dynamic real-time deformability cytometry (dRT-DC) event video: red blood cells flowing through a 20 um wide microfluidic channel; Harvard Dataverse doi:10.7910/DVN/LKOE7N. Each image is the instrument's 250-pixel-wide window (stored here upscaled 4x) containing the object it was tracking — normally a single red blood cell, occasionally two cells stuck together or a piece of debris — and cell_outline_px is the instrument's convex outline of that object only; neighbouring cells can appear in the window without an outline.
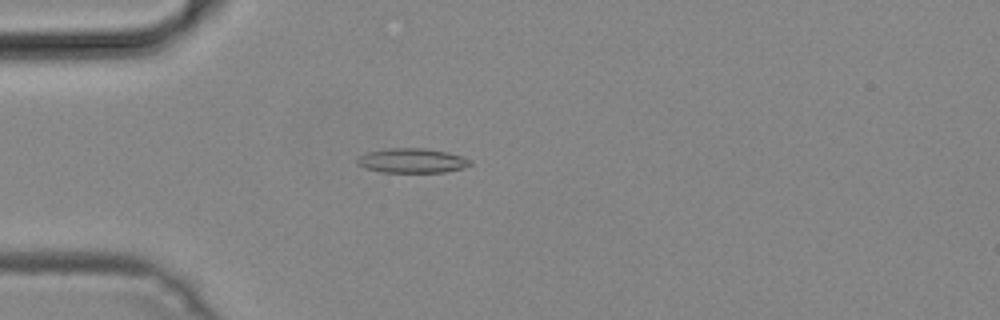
{"species": "common noctule bat (a hibernating species)", "species_latin": "Nyctalus noctula", "temperature_condition": "cold", "stored_images_in_passage": 50, "camera_frame_rate_fps": 3000, "um_per_image_px": 0.085, "animal": {"sex": "male", "body_mass_g": 19.2, "forearm_length_mm": 51.8}, "frame": {"image": 1, "passage_image": 14, "time_ms": 4.333, "image_size_px": [1000, 320], "cell_outline_px": [[472, 164], [464, 168], [444, 172], [380, 172], [364, 168], [356, 164], [356, 160], [360, 156], [368, 152], [388, 148], [424, 148], [444, 152], [460, 156], [472, 160]], "centroid_in_image_um": [35.0, 13.66], "position_along_channel_um": 50.0, "area_um2": 16.13}}
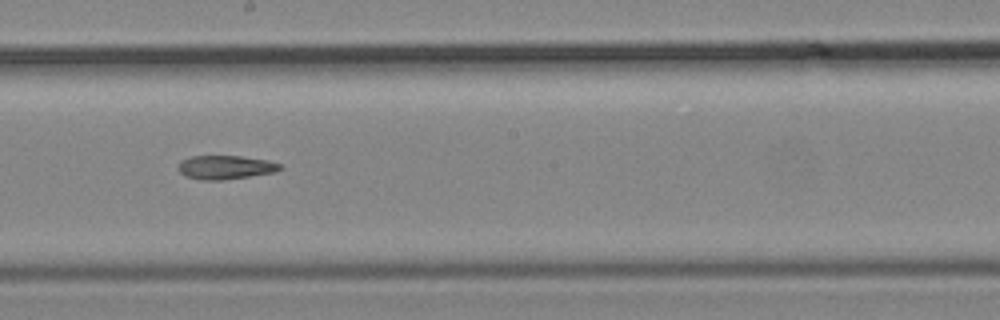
{"frame": {"image": 2, "passage_image": 28, "time_ms": 9.0, "image_size_px": [1000, 320], "cell_outline_px": [[284, 168], [276, 172], [224, 180], [200, 180], [184, 176], [176, 168], [180, 160], [192, 156], [240, 156], [268, 160], [280, 164]], "centroid_in_image_um": [19.14, 14.22], "position_along_channel_um": 229.1, "area_um2": 14.33}}
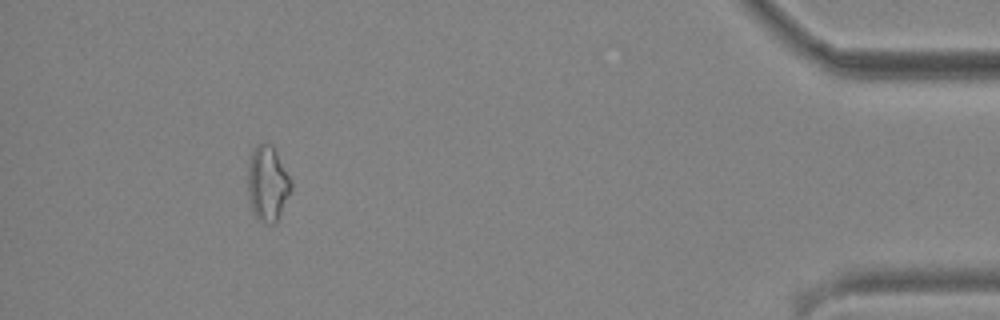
{"frame": {"image": 3, "passage_image": 46, "time_ms": 15.0, "image_size_px": [1000, 320], "cell_outline_px": [[292, 192], [276, 224], [264, 224], [252, 212], [248, 196], [248, 168], [252, 148], [256, 144], [264, 140], [272, 144], [292, 180]], "centroid_in_image_um": [22.76, 15.59], "position_along_channel_um": 412.4, "area_um2": 19.65}}